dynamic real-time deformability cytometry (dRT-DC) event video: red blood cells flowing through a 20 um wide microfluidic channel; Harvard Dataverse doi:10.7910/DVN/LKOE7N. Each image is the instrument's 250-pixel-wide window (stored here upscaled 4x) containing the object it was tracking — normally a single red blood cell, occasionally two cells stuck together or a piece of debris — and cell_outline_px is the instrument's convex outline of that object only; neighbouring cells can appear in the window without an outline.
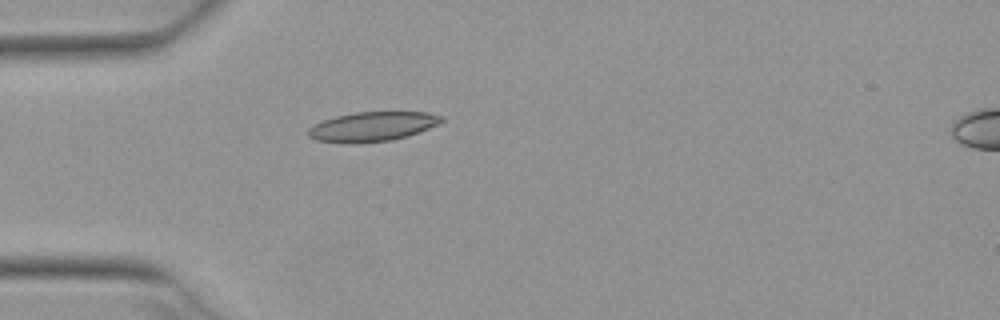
{"species": "Egyptian fruit bat (a non-hibernating species)", "species_latin": "Rousettus aegyptiacus", "temperature_condition": "warm", "stored_images_in_passage": 1, "camera_frame_rate_fps": 3000, "um_per_image_px": 0.085, "animal": {"sex": "female"}, "frame": {"image": 1, "passage_image": 1, "time_ms": 0.0, "image_size_px": [1000, 320], "cell_outline_px": [[444, 120], [440, 124], [408, 136], [392, 140], [352, 144], [348, 144], [316, 140], [308, 136], [308, 128], [324, 120], [336, 116], [356, 112], [428, 112], [444, 116]], "centroid_in_image_um": [31.69, 10.76], "position_along_channel_um": 53.3, "area_um2": 23.06}}